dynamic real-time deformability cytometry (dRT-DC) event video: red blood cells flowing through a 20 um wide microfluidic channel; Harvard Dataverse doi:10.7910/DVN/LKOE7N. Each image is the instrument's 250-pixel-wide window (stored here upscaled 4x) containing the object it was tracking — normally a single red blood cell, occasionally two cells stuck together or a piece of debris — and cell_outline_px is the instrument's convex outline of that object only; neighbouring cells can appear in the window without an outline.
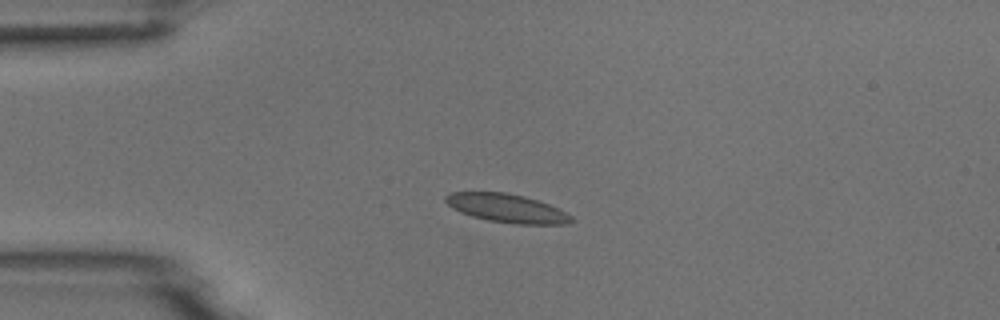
{"species": "common noctule bat (a hibernating species)", "species_latin": "Nyctalus noctula", "temperature_condition": "room temperature", "stored_images_in_passage": 4, "camera_frame_rate_fps": 3000, "um_per_image_px": 0.085, "animal": {"sex": "male", "body_mass_g": 18.8}, "frame": {"image": 1, "passage_image": 3, "time_ms": 2.333, "image_size_px": [1000, 320], "cell_outline_px": [[576, 220], [568, 224], [516, 224], [488, 220], [472, 216], [460, 212], [452, 208], [444, 200], [444, 196], [452, 192], [504, 192], [524, 196], [548, 204], [572, 216]], "centroid_in_image_um": [43.07, 17.7], "position_along_channel_um": 41.9, "area_um2": 20.81}}